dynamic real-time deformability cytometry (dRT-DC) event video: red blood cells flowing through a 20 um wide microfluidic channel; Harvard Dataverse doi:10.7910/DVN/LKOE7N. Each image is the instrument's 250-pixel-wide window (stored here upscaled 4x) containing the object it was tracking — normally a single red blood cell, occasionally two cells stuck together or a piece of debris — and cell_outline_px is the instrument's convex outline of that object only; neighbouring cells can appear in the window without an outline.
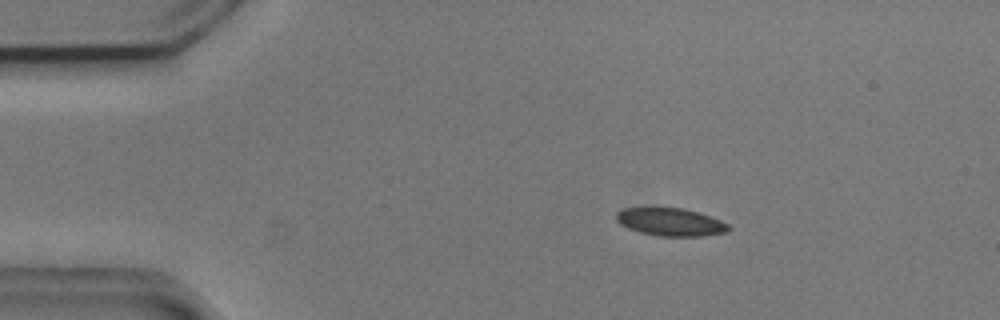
{"species": "common noctule bat (a hibernating species)", "species_latin": "Nyctalus noctula", "temperature_condition": "cold", "stored_images_in_passage": 4, "camera_frame_rate_fps": 3000, "um_per_image_px": 0.085, "animal": {"sex": "male", "body_mass_g": 20.5, "forearm_length_mm": 52.5}, "frame": {"image": 1, "passage_image": 1, "time_ms": 0.0, "image_size_px": [1000, 320], "cell_outline_px": [[732, 228], [728, 232], [704, 236], [660, 236], [640, 232], [628, 228], [620, 224], [616, 220], [616, 212], [620, 208], [652, 204], [684, 208], [720, 220], [728, 224]], "centroid_in_image_um": [56.91, 18.81], "position_along_channel_um": 28.1, "area_um2": 19.13}}